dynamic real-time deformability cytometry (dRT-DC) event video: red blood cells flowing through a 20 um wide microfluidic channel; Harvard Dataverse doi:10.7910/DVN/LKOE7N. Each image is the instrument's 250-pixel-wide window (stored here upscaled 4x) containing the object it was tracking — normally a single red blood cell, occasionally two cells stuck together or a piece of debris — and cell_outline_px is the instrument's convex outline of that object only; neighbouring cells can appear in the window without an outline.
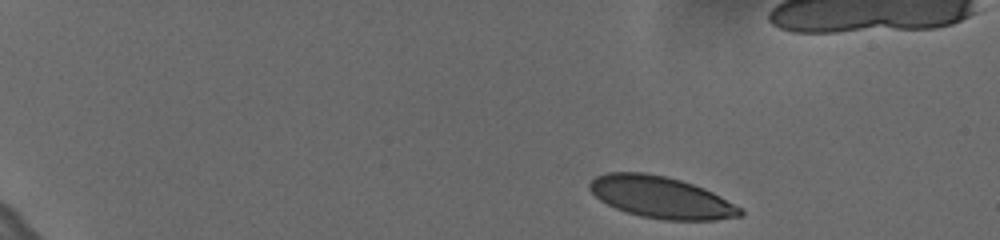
{"species": "human", "species_latin": "Homo sapiens", "temperature_condition": "cold", "stored_images_in_passage": 7, "segment_of_instrument_passage": [1, 2], "camera_frame_rate_fps": 3000, "um_per_image_px": 0.085, "donor": {"sex": "female"}, "frame": {"image": 1, "passage_image": 1, "time_ms": 0.0, "image_size_px": [1000, 240], "cell_outline_px": [[744, 216], [716, 220], [664, 220], [640, 216], [616, 208], [600, 200], [588, 188], [588, 184], [596, 176], [608, 172], [644, 172], [664, 176], [680, 180], [704, 188], [744, 208]], "centroid_in_image_um": [56.23, 16.78], "position_along_channel_um": 28.8, "area_um2": 36.65}}
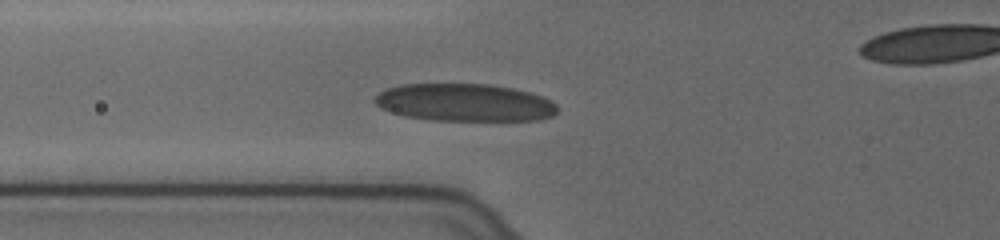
{"frame": {"image": 2, "passage_image": 6, "time_ms": 1.667, "image_size_px": [1000, 240], "cell_outline_px": [[556, 112], [552, 116], [540, 120], [432, 120], [404, 116], [380, 108], [372, 100], [380, 92], [388, 88], [400, 84], [488, 84], [512, 88], [544, 96], [552, 100], [556, 104]], "centroid_in_image_um": [39.49, 8.71], "position_along_channel_um": 86.3, "area_um2": 40.06}}